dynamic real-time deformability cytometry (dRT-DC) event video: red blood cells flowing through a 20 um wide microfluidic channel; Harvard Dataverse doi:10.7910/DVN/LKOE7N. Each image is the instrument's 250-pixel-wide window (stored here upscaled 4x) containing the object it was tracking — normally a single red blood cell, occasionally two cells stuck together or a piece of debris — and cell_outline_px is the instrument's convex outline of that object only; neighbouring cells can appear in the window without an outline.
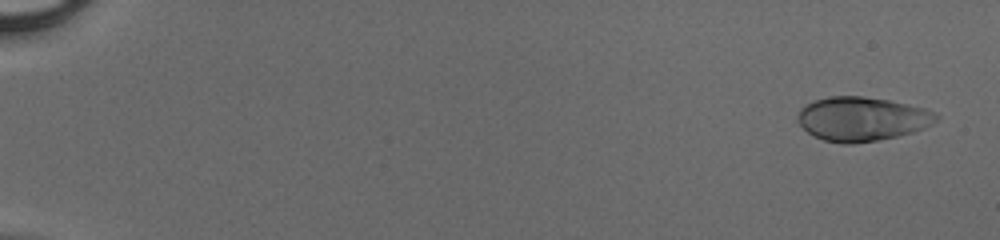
{"species": "human", "species_latin": "Homo sapiens", "temperature_condition": "cold", "stored_images_in_passage": 41, "camera_frame_rate_fps": 3000, "um_per_image_px": 0.085, "donor": {"sex": "male"}, "frame": {"image": 1, "passage_image": 2, "time_ms": 0.333, "image_size_px": [1000, 240], "cell_outline_px": [[940, 116], [936, 120], [924, 128], [912, 132], [880, 140], [852, 144], [844, 144], [824, 140], [812, 136], [796, 120], [796, 116], [800, 108], [816, 100], [828, 96], [864, 96], [888, 100], [924, 108]], "centroid_in_image_um": [73.22, 10.11], "position_along_channel_um": 11.8, "area_um2": 35.49}}
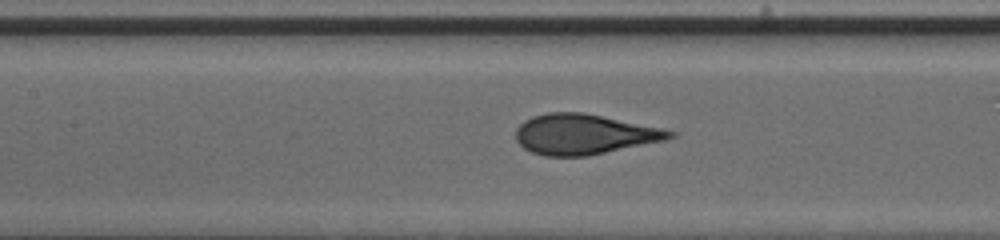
{"frame": {"image": 2, "passage_image": 25, "time_ms": 8.0, "image_size_px": [1000, 240], "cell_outline_px": [[676, 136], [664, 140], [588, 156], [544, 156], [532, 152], [524, 148], [516, 140], [516, 128], [524, 120], [532, 116], [548, 112], [584, 112], [660, 128], [676, 132]], "centroid_in_image_um": [49.61, 11.41], "position_along_channel_um": 157.8, "area_um2": 35.95}}
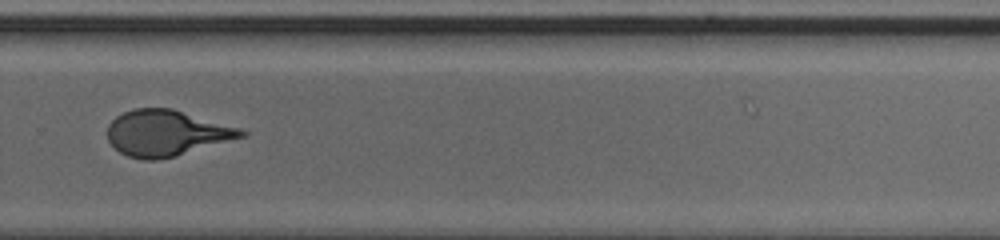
{"frame": {"image": 3, "passage_image": 36, "time_ms": 11.667, "image_size_px": [1000, 240], "cell_outline_px": [[248, 136], [176, 156], [156, 160], [144, 160], [128, 156], [120, 152], [108, 140], [108, 124], [116, 116], [132, 108], [172, 108], [240, 128], [248, 132]], "centroid_in_image_um": [14.17, 11.31], "position_along_channel_um": 315.6, "area_um2": 35.89}}